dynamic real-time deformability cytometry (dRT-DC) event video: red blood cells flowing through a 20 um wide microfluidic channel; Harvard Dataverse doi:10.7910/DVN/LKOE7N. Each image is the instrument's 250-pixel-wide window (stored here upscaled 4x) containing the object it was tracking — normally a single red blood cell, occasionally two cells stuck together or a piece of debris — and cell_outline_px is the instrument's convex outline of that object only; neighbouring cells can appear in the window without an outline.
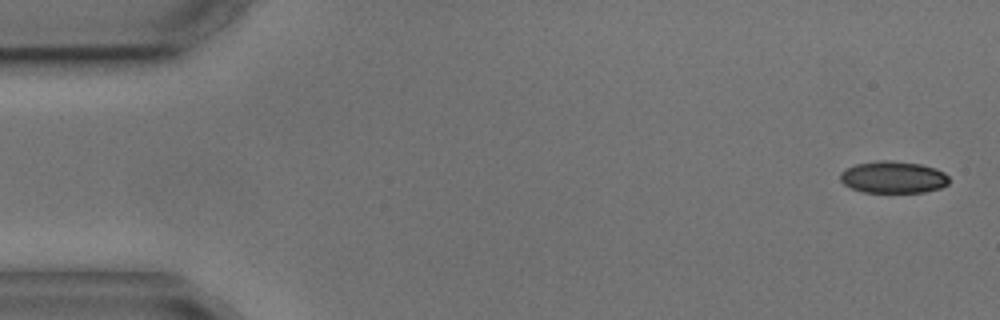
{"species": "common noctule bat (a hibernating species)", "species_latin": "Nyctalus noctula", "temperature_condition": "cold", "stored_images_in_passage": 2, "camera_frame_rate_fps": 3000, "um_per_image_px": 0.085, "animal": {"sex": "male", "body_mass_g": 17.9, "forearm_length_mm": 54.2}, "frame": {"image": 1, "passage_image": 2, "time_ms": 1.333, "image_size_px": [1000, 320], "cell_outline_px": [[948, 184], [940, 188], [924, 192], [864, 192], [852, 188], [844, 184], [840, 180], [840, 172], [856, 164], [880, 160], [892, 160], [920, 164], [936, 168], [944, 172], [948, 176]], "centroid_in_image_um": [75.93, 15.06], "position_along_channel_um": 9.1, "area_um2": 20.23}}